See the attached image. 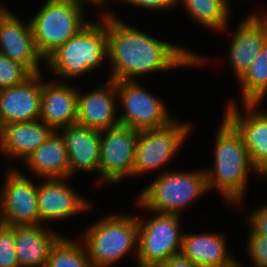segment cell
<instances>
[{
  "label": "cell",
  "instance_id": "9",
  "mask_svg": "<svg viewBox=\"0 0 267 267\" xmlns=\"http://www.w3.org/2000/svg\"><path fill=\"white\" fill-rule=\"evenodd\" d=\"M142 83L116 81L119 123L137 131L169 125L176 117L167 109L166 101L149 92Z\"/></svg>",
  "mask_w": 267,
  "mask_h": 267
},
{
  "label": "cell",
  "instance_id": "15",
  "mask_svg": "<svg viewBox=\"0 0 267 267\" xmlns=\"http://www.w3.org/2000/svg\"><path fill=\"white\" fill-rule=\"evenodd\" d=\"M0 54L24 65L32 74L42 73L45 59L38 52L30 21H23L12 9L0 16Z\"/></svg>",
  "mask_w": 267,
  "mask_h": 267
},
{
  "label": "cell",
  "instance_id": "1",
  "mask_svg": "<svg viewBox=\"0 0 267 267\" xmlns=\"http://www.w3.org/2000/svg\"><path fill=\"white\" fill-rule=\"evenodd\" d=\"M107 15V64L113 81H136L148 74L200 67L210 60L185 45L173 44ZM207 58V59H206Z\"/></svg>",
  "mask_w": 267,
  "mask_h": 267
},
{
  "label": "cell",
  "instance_id": "35",
  "mask_svg": "<svg viewBox=\"0 0 267 267\" xmlns=\"http://www.w3.org/2000/svg\"><path fill=\"white\" fill-rule=\"evenodd\" d=\"M2 134V126L0 124V156L2 157V138L1 135Z\"/></svg>",
  "mask_w": 267,
  "mask_h": 267
},
{
  "label": "cell",
  "instance_id": "19",
  "mask_svg": "<svg viewBox=\"0 0 267 267\" xmlns=\"http://www.w3.org/2000/svg\"><path fill=\"white\" fill-rule=\"evenodd\" d=\"M226 237L224 232H184L180 254L200 267H240Z\"/></svg>",
  "mask_w": 267,
  "mask_h": 267
},
{
  "label": "cell",
  "instance_id": "20",
  "mask_svg": "<svg viewBox=\"0 0 267 267\" xmlns=\"http://www.w3.org/2000/svg\"><path fill=\"white\" fill-rule=\"evenodd\" d=\"M58 131L67 148L70 178L80 172L98 174L100 162L99 131L77 123Z\"/></svg>",
  "mask_w": 267,
  "mask_h": 267
},
{
  "label": "cell",
  "instance_id": "7",
  "mask_svg": "<svg viewBox=\"0 0 267 267\" xmlns=\"http://www.w3.org/2000/svg\"><path fill=\"white\" fill-rule=\"evenodd\" d=\"M149 213L152 214L148 218L137 215V267H157L181 252L182 216L154 211H148L146 215Z\"/></svg>",
  "mask_w": 267,
  "mask_h": 267
},
{
  "label": "cell",
  "instance_id": "28",
  "mask_svg": "<svg viewBox=\"0 0 267 267\" xmlns=\"http://www.w3.org/2000/svg\"><path fill=\"white\" fill-rule=\"evenodd\" d=\"M0 267H19L15 251V226L0 223Z\"/></svg>",
  "mask_w": 267,
  "mask_h": 267
},
{
  "label": "cell",
  "instance_id": "27",
  "mask_svg": "<svg viewBox=\"0 0 267 267\" xmlns=\"http://www.w3.org/2000/svg\"><path fill=\"white\" fill-rule=\"evenodd\" d=\"M31 75L24 65L0 54V90L21 84Z\"/></svg>",
  "mask_w": 267,
  "mask_h": 267
},
{
  "label": "cell",
  "instance_id": "32",
  "mask_svg": "<svg viewBox=\"0 0 267 267\" xmlns=\"http://www.w3.org/2000/svg\"><path fill=\"white\" fill-rule=\"evenodd\" d=\"M71 1L82 5L83 7H88V6L89 7H91V6L95 7L94 10L96 8L97 9L99 8L98 11L101 10V8H102V10L105 9L99 16L112 15L114 13V12H112L113 10H111V9L109 11V8H108L109 6H107L110 4V2L112 4V1H114V0H112V1L111 0H71ZM115 2H117V0H115Z\"/></svg>",
  "mask_w": 267,
  "mask_h": 267
},
{
  "label": "cell",
  "instance_id": "12",
  "mask_svg": "<svg viewBox=\"0 0 267 267\" xmlns=\"http://www.w3.org/2000/svg\"><path fill=\"white\" fill-rule=\"evenodd\" d=\"M234 100L225 102L223 116L243 137L254 168L267 178V110L260 109L262 104H241L238 107Z\"/></svg>",
  "mask_w": 267,
  "mask_h": 267
},
{
  "label": "cell",
  "instance_id": "25",
  "mask_svg": "<svg viewBox=\"0 0 267 267\" xmlns=\"http://www.w3.org/2000/svg\"><path fill=\"white\" fill-rule=\"evenodd\" d=\"M239 86L240 103L263 104L267 97V43L258 53L255 61L237 80Z\"/></svg>",
  "mask_w": 267,
  "mask_h": 267
},
{
  "label": "cell",
  "instance_id": "10",
  "mask_svg": "<svg viewBox=\"0 0 267 267\" xmlns=\"http://www.w3.org/2000/svg\"><path fill=\"white\" fill-rule=\"evenodd\" d=\"M100 162L98 185H120L125 178L133 177L134 155L139 131L118 124L99 131Z\"/></svg>",
  "mask_w": 267,
  "mask_h": 267
},
{
  "label": "cell",
  "instance_id": "23",
  "mask_svg": "<svg viewBox=\"0 0 267 267\" xmlns=\"http://www.w3.org/2000/svg\"><path fill=\"white\" fill-rule=\"evenodd\" d=\"M37 179L70 178L68 152L59 131H53L48 139L30 155L22 165Z\"/></svg>",
  "mask_w": 267,
  "mask_h": 267
},
{
  "label": "cell",
  "instance_id": "11",
  "mask_svg": "<svg viewBox=\"0 0 267 267\" xmlns=\"http://www.w3.org/2000/svg\"><path fill=\"white\" fill-rule=\"evenodd\" d=\"M7 167L5 182L0 187V223L8 226L40 225L37 178L28 177L12 164Z\"/></svg>",
  "mask_w": 267,
  "mask_h": 267
},
{
  "label": "cell",
  "instance_id": "14",
  "mask_svg": "<svg viewBox=\"0 0 267 267\" xmlns=\"http://www.w3.org/2000/svg\"><path fill=\"white\" fill-rule=\"evenodd\" d=\"M231 32L228 46V64L238 80L255 61L267 43V9L249 12Z\"/></svg>",
  "mask_w": 267,
  "mask_h": 267
},
{
  "label": "cell",
  "instance_id": "31",
  "mask_svg": "<svg viewBox=\"0 0 267 267\" xmlns=\"http://www.w3.org/2000/svg\"><path fill=\"white\" fill-rule=\"evenodd\" d=\"M118 2L125 5L127 4L131 7L133 6L135 9L136 7L141 9L143 8L142 10L145 9V11L158 10L159 12L167 10L169 12L171 9L179 8L177 6V0H117V3Z\"/></svg>",
  "mask_w": 267,
  "mask_h": 267
},
{
  "label": "cell",
  "instance_id": "26",
  "mask_svg": "<svg viewBox=\"0 0 267 267\" xmlns=\"http://www.w3.org/2000/svg\"><path fill=\"white\" fill-rule=\"evenodd\" d=\"M73 239L62 235L55 242L50 249L46 267H92L83 242L77 237Z\"/></svg>",
  "mask_w": 267,
  "mask_h": 267
},
{
  "label": "cell",
  "instance_id": "30",
  "mask_svg": "<svg viewBox=\"0 0 267 267\" xmlns=\"http://www.w3.org/2000/svg\"><path fill=\"white\" fill-rule=\"evenodd\" d=\"M247 225L253 234H261L267 236V203L253 208L245 218Z\"/></svg>",
  "mask_w": 267,
  "mask_h": 267
},
{
  "label": "cell",
  "instance_id": "2",
  "mask_svg": "<svg viewBox=\"0 0 267 267\" xmlns=\"http://www.w3.org/2000/svg\"><path fill=\"white\" fill-rule=\"evenodd\" d=\"M221 119L212 146V166L204 168L207 187L209 192L217 190L230 208L243 207L249 176L264 178L254 168L243 137L224 116Z\"/></svg>",
  "mask_w": 267,
  "mask_h": 267
},
{
  "label": "cell",
  "instance_id": "22",
  "mask_svg": "<svg viewBox=\"0 0 267 267\" xmlns=\"http://www.w3.org/2000/svg\"><path fill=\"white\" fill-rule=\"evenodd\" d=\"M54 130L40 119L30 122H14L2 125V155L10 162L24 161L38 149Z\"/></svg>",
  "mask_w": 267,
  "mask_h": 267
},
{
  "label": "cell",
  "instance_id": "24",
  "mask_svg": "<svg viewBox=\"0 0 267 267\" xmlns=\"http://www.w3.org/2000/svg\"><path fill=\"white\" fill-rule=\"evenodd\" d=\"M230 3V0H177V6H181L190 19L205 28L204 31H214L217 34L228 32L227 35L233 14Z\"/></svg>",
  "mask_w": 267,
  "mask_h": 267
},
{
  "label": "cell",
  "instance_id": "16",
  "mask_svg": "<svg viewBox=\"0 0 267 267\" xmlns=\"http://www.w3.org/2000/svg\"><path fill=\"white\" fill-rule=\"evenodd\" d=\"M80 90L77 86V124L98 131L120 124L115 81L106 79L91 91Z\"/></svg>",
  "mask_w": 267,
  "mask_h": 267
},
{
  "label": "cell",
  "instance_id": "18",
  "mask_svg": "<svg viewBox=\"0 0 267 267\" xmlns=\"http://www.w3.org/2000/svg\"><path fill=\"white\" fill-rule=\"evenodd\" d=\"M42 73L0 90V124L30 122L40 118Z\"/></svg>",
  "mask_w": 267,
  "mask_h": 267
},
{
  "label": "cell",
  "instance_id": "6",
  "mask_svg": "<svg viewBox=\"0 0 267 267\" xmlns=\"http://www.w3.org/2000/svg\"><path fill=\"white\" fill-rule=\"evenodd\" d=\"M41 6L29 20L37 50L46 59L90 21L85 7L71 0H45Z\"/></svg>",
  "mask_w": 267,
  "mask_h": 267
},
{
  "label": "cell",
  "instance_id": "21",
  "mask_svg": "<svg viewBox=\"0 0 267 267\" xmlns=\"http://www.w3.org/2000/svg\"><path fill=\"white\" fill-rule=\"evenodd\" d=\"M50 226H15V251L19 267H46L51 247L62 236Z\"/></svg>",
  "mask_w": 267,
  "mask_h": 267
},
{
  "label": "cell",
  "instance_id": "3",
  "mask_svg": "<svg viewBox=\"0 0 267 267\" xmlns=\"http://www.w3.org/2000/svg\"><path fill=\"white\" fill-rule=\"evenodd\" d=\"M97 20H90L45 59V67L55 80L74 81L75 78L97 72L106 63L107 15L99 16Z\"/></svg>",
  "mask_w": 267,
  "mask_h": 267
},
{
  "label": "cell",
  "instance_id": "33",
  "mask_svg": "<svg viewBox=\"0 0 267 267\" xmlns=\"http://www.w3.org/2000/svg\"><path fill=\"white\" fill-rule=\"evenodd\" d=\"M157 267H200L181 254L171 256Z\"/></svg>",
  "mask_w": 267,
  "mask_h": 267
},
{
  "label": "cell",
  "instance_id": "13",
  "mask_svg": "<svg viewBox=\"0 0 267 267\" xmlns=\"http://www.w3.org/2000/svg\"><path fill=\"white\" fill-rule=\"evenodd\" d=\"M71 178L37 180V200L40 225L57 220L64 221L74 216L89 213L94 209L88 197L77 192L70 183Z\"/></svg>",
  "mask_w": 267,
  "mask_h": 267
},
{
  "label": "cell",
  "instance_id": "5",
  "mask_svg": "<svg viewBox=\"0 0 267 267\" xmlns=\"http://www.w3.org/2000/svg\"><path fill=\"white\" fill-rule=\"evenodd\" d=\"M209 194L204 168L198 170H167L160 172L140 190L134 200L140 210L178 214ZM206 194V195H205ZM191 204V205H190ZM182 212V213H181Z\"/></svg>",
  "mask_w": 267,
  "mask_h": 267
},
{
  "label": "cell",
  "instance_id": "4",
  "mask_svg": "<svg viewBox=\"0 0 267 267\" xmlns=\"http://www.w3.org/2000/svg\"><path fill=\"white\" fill-rule=\"evenodd\" d=\"M78 239L83 242L92 267L116 266L130 254L137 262V215L121 212L102 215Z\"/></svg>",
  "mask_w": 267,
  "mask_h": 267
},
{
  "label": "cell",
  "instance_id": "17",
  "mask_svg": "<svg viewBox=\"0 0 267 267\" xmlns=\"http://www.w3.org/2000/svg\"><path fill=\"white\" fill-rule=\"evenodd\" d=\"M42 72L40 120L55 131L76 124L78 94L72 82L44 80Z\"/></svg>",
  "mask_w": 267,
  "mask_h": 267
},
{
  "label": "cell",
  "instance_id": "8",
  "mask_svg": "<svg viewBox=\"0 0 267 267\" xmlns=\"http://www.w3.org/2000/svg\"><path fill=\"white\" fill-rule=\"evenodd\" d=\"M192 126L194 127L192 122H183L176 118L165 127L139 131L134 155L133 178L143 177L142 174L145 176L152 174L156 170H160V174L166 172L168 169L164 168L167 167L165 165L179 154V150L194 130Z\"/></svg>",
  "mask_w": 267,
  "mask_h": 267
},
{
  "label": "cell",
  "instance_id": "34",
  "mask_svg": "<svg viewBox=\"0 0 267 267\" xmlns=\"http://www.w3.org/2000/svg\"><path fill=\"white\" fill-rule=\"evenodd\" d=\"M8 6L1 4L0 2V16L7 10Z\"/></svg>",
  "mask_w": 267,
  "mask_h": 267
},
{
  "label": "cell",
  "instance_id": "29",
  "mask_svg": "<svg viewBox=\"0 0 267 267\" xmlns=\"http://www.w3.org/2000/svg\"><path fill=\"white\" fill-rule=\"evenodd\" d=\"M246 253L253 267H267V236L248 231Z\"/></svg>",
  "mask_w": 267,
  "mask_h": 267
}]
</instances>
